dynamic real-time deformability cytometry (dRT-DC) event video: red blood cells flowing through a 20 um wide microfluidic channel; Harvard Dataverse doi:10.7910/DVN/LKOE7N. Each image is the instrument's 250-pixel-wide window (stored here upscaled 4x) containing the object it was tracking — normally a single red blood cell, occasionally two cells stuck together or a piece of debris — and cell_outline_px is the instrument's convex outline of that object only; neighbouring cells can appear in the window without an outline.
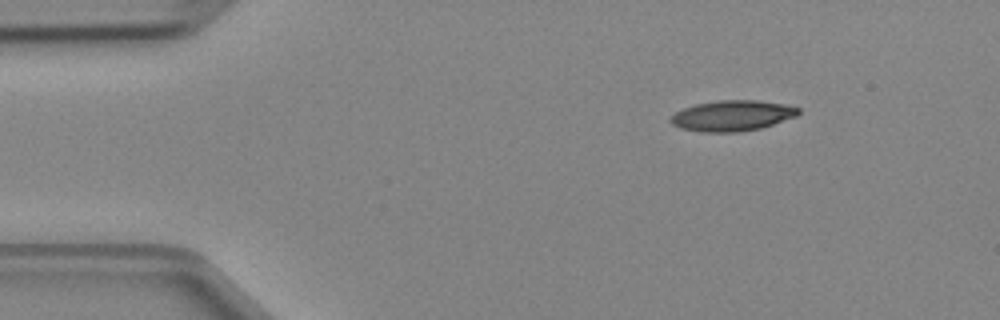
{"species": "Egyptian fruit bat (a non-hibernating species)", "species_latin": "Rousettus aegyptiacus", "temperature_condition": "cold", "stored_images_in_passage": 3, "camera_frame_rate_fps": 3000, "um_per_image_px": 0.085, "animal": {"sex": "female"}, "frame": {"image": 1, "passage_image": 1, "time_ms": 0.0, "image_size_px": [1000, 320], "cell_outline_px": [[800, 112], [796, 116], [760, 128], [740, 132], [700, 132], [680, 128], [672, 124], [668, 120], [676, 112], [684, 108], [696, 104], [716, 100], [756, 100], [784, 104], [800, 108]], "centroid_in_image_um": [62.22, 9.83], "position_along_channel_um": 22.8, "area_um2": 22.77}}
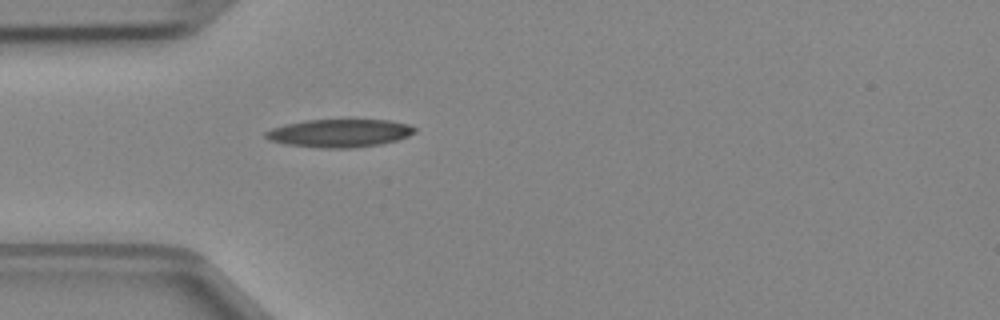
{"frame": {"image": 2, "passage_image": 3, "time_ms": 0.667, "image_size_px": [1000, 320], "cell_outline_px": [[416, 132], [408, 136], [396, 140], [380, 144], [352, 148], [320, 148], [284, 144], [268, 140], [264, 136], [264, 132], [272, 128], [284, 124], [304, 120], [388, 120], [408, 124], [416, 128]], "centroid_in_image_um": [28.82, 11.32], "position_along_channel_um": 56.2, "area_um2": 24.45}}